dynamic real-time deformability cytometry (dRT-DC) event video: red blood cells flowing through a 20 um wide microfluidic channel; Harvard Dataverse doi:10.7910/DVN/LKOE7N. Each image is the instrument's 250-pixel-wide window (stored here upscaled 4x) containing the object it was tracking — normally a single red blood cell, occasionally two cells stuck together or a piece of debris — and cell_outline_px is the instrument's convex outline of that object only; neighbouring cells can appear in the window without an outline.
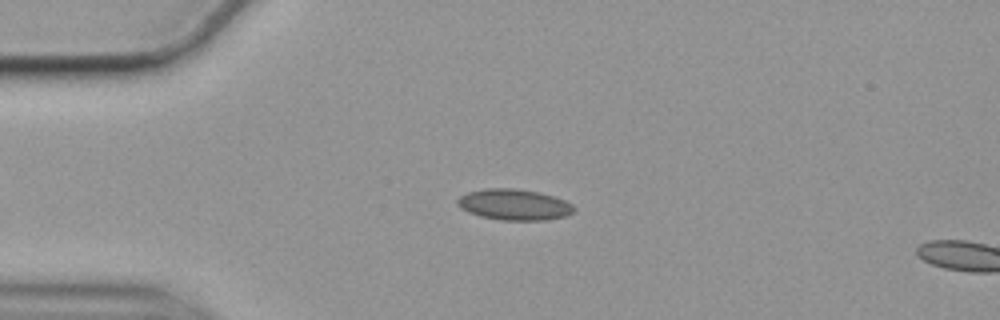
{"species": "common noctule bat (a hibernating species)", "species_latin": "Nyctalus noctula", "temperature_condition": "cold", "stored_images_in_passage": 15, "camera_frame_rate_fps": 3000, "um_per_image_px": 0.085, "animal": {"sex": "female", "body_mass_g": 19.9}, "frame": {"image": 1, "passage_image": 13, "time_ms": 4.0, "image_size_px": [1000, 320], "cell_outline_px": [[576, 208], [572, 212], [564, 216], [544, 220], [500, 220], [480, 216], [468, 212], [460, 208], [456, 204], [456, 200], [460, 196], [468, 192], [488, 188], [516, 188], [540, 192], [564, 200], [572, 204]], "centroid_in_image_um": [43.67, 17.39], "position_along_channel_um": 41.3, "area_um2": 21.04}}